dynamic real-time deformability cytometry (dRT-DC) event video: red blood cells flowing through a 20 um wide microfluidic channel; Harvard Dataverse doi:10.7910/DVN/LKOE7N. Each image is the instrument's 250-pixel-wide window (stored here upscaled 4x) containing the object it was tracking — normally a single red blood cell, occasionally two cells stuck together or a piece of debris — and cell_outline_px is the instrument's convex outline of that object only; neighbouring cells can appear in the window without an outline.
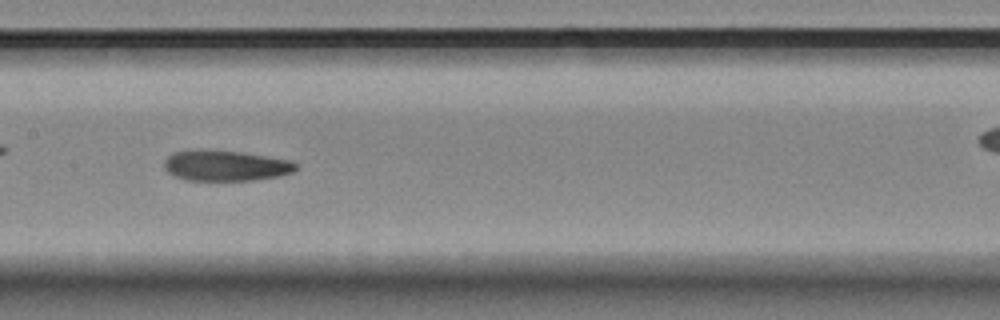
{"species": "Egyptian fruit bat (a non-hibernating species)", "species_latin": "Rousettus aegyptiacus", "temperature_condition": "room temperature", "stored_images_in_passage": 15, "camera_frame_rate_fps": 3000, "um_per_image_px": 0.085, "animal": {"sex": "female"}, "frame": {"image": 1, "passage_image": 7, "time_ms": 2.0, "image_size_px": [1000, 320], "cell_outline_px": [[296, 168], [292, 172], [280, 176], [252, 180], [188, 180], [176, 176], [168, 172], [164, 168], [164, 160], [172, 152], [244, 152], [292, 160], [296, 164]], "centroid_in_image_um": [19.23, 14.11], "position_along_channel_um": 188.2, "area_um2": 22.77}}
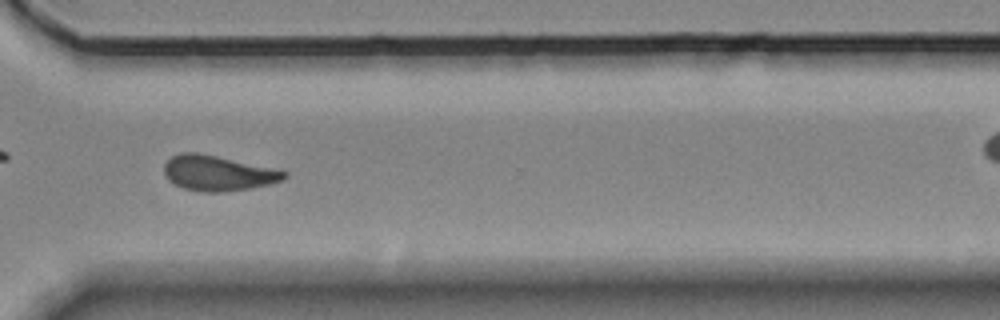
{"frame": {"image": 2, "passage_image": 11, "time_ms": 3.333, "image_size_px": [1000, 320], "cell_outline_px": [[288, 176], [280, 180], [268, 184], [248, 188], [224, 192], [200, 192], [184, 188], [168, 180], [164, 172], [164, 164], [172, 156], [180, 152], [196, 152], [280, 168], [288, 172]], "centroid_in_image_um": [18.55, 14.7], "position_along_channel_um": 352.0, "area_um2": 24.85}}
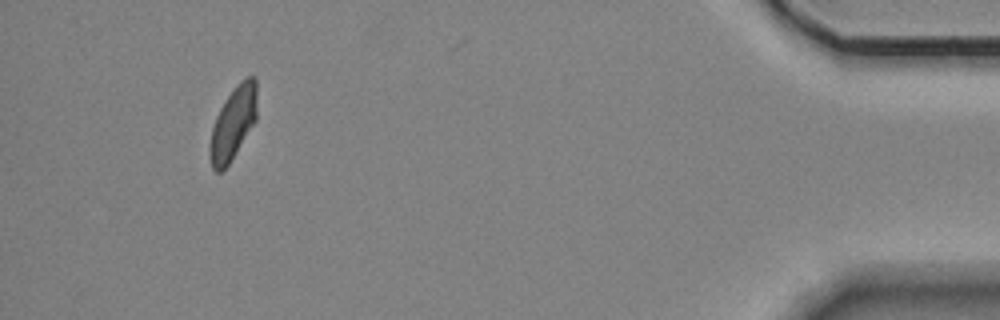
{"frame": {"image": 3, "passage_image": 15, "time_ms": 4.667, "image_size_px": [1000, 320], "cell_outline_px": [[256, 120], [228, 164], [220, 172], [216, 172], [212, 168], [208, 156], [208, 148], [212, 128], [216, 116], [224, 100], [240, 80], [248, 76], [256, 76]], "centroid_in_image_um": [19.79, 10.46], "position_along_channel_um": 415.4, "area_um2": 19.94}}